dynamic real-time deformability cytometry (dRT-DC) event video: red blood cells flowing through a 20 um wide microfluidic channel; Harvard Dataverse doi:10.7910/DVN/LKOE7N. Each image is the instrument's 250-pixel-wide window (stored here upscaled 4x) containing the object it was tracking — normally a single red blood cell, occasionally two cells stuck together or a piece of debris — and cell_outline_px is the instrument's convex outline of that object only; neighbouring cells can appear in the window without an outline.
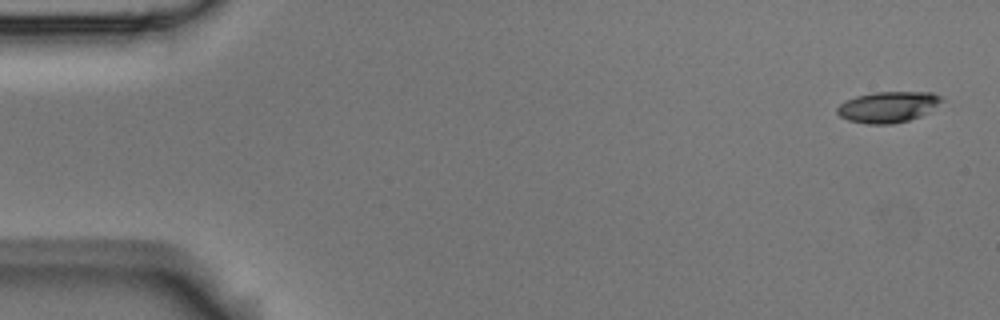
{"species": "Egyptian fruit bat (a non-hibernating species)", "species_latin": "Rousettus aegyptiacus", "temperature_condition": "room temperature", "stored_images_in_passage": 5, "camera_frame_rate_fps": 3000, "um_per_image_px": 0.085, "animal": {"sex": "male"}, "frame": {"image": 1, "passage_image": 1, "time_ms": 0.0, "image_size_px": [1000, 320], "cell_outline_px": [[944, 100], [920, 116], [908, 120], [892, 124], [868, 124], [848, 120], [840, 116], [836, 112], [836, 108], [840, 104], [856, 96], [872, 92], [932, 92], [944, 96]], "centroid_in_image_um": [75.48, 9.08], "position_along_channel_um": 9.5, "area_um2": 18.79}}
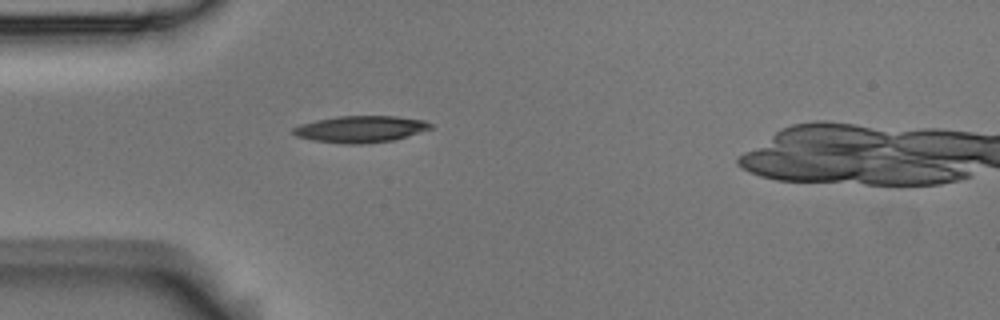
{"frame": {"image": 2, "passage_image": 5, "time_ms": 1.333, "image_size_px": [1000, 320], "cell_outline_px": [[432, 128], [408, 136], [392, 140], [360, 144], [344, 144], [312, 140], [296, 136], [292, 132], [292, 128], [300, 124], [316, 120], [336, 116], [396, 116], [424, 120], [432, 124]], "centroid_in_image_um": [30.62, 10.97], "position_along_channel_um": 54.4, "area_um2": 21.33}}